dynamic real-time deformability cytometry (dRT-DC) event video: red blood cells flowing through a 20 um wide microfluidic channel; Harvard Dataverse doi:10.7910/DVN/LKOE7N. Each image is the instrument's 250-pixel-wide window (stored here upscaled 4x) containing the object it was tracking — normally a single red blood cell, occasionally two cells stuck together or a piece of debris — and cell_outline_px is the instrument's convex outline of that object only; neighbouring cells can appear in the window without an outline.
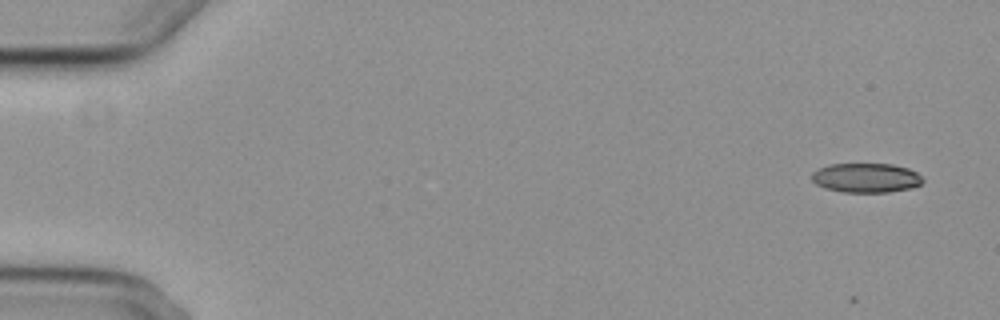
{"species": "common noctule bat (a hibernating species)", "species_latin": "Nyctalus noctula", "temperature_condition": "cold", "stored_images_in_passage": 7, "camera_frame_rate_fps": 3000, "um_per_image_px": 0.085, "animal": {"sex": "female", "body_mass_g": 29.2, "forearm_length_mm": 56.3}, "frame": {"image": 1, "passage_image": 1, "time_ms": 0.0, "image_size_px": [1000, 320], "cell_outline_px": [[924, 180], [920, 184], [912, 188], [888, 192], [844, 192], [824, 188], [816, 184], [812, 180], [812, 172], [828, 164], [892, 164], [908, 168], [916, 172]], "centroid_in_image_um": [73.61, 15.11], "position_along_channel_um": 11.4, "area_um2": 19.02}}
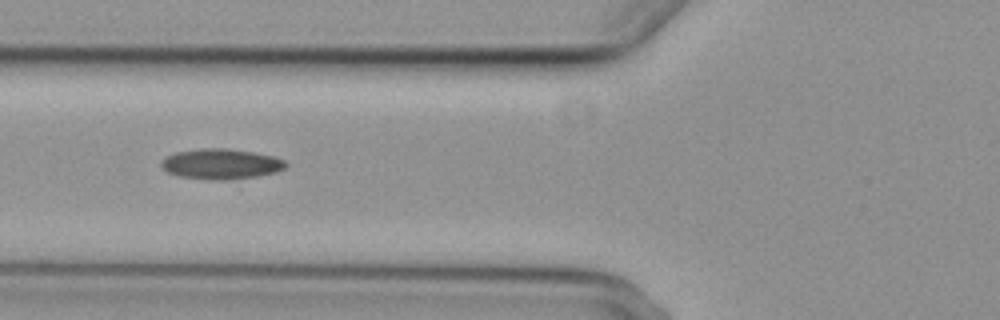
{"frame": {"image": 2, "passage_image": 6, "time_ms": 6.333, "image_size_px": [1000, 320], "cell_outline_px": [[288, 164], [284, 168], [276, 172], [260, 176], [228, 180], [212, 180], [180, 176], [168, 172], [160, 168], [160, 160], [176, 152], [204, 148], [224, 148], [252, 152], [272, 156], [284, 160]], "centroid_in_image_um": [18.77, 13.95], "position_along_channel_um": 107.0, "area_um2": 22.02}}
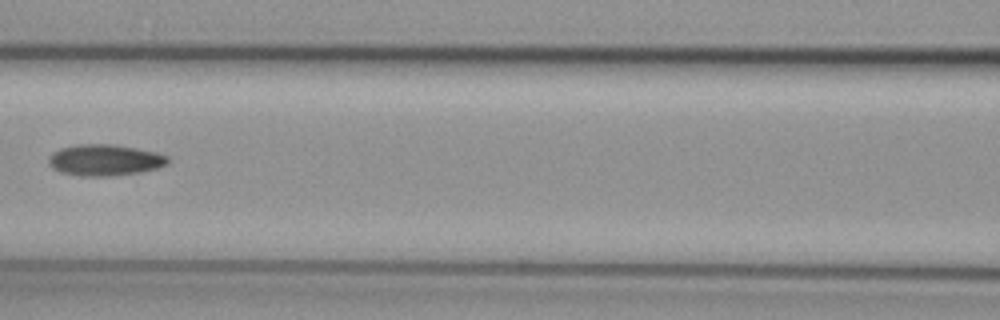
{"frame": {"image": 3, "passage_image": 7, "time_ms": 7.667, "image_size_px": [1000, 320], "cell_outline_px": [[168, 164], [156, 168], [140, 172], [116, 176], [80, 176], [60, 172], [52, 168], [48, 164], [48, 156], [52, 152], [60, 148], [76, 144], [112, 144], [136, 148], [156, 152], [168, 156]], "centroid_in_image_um": [8.87, 13.61], "position_along_channel_um": 157.7, "area_um2": 21.96}}